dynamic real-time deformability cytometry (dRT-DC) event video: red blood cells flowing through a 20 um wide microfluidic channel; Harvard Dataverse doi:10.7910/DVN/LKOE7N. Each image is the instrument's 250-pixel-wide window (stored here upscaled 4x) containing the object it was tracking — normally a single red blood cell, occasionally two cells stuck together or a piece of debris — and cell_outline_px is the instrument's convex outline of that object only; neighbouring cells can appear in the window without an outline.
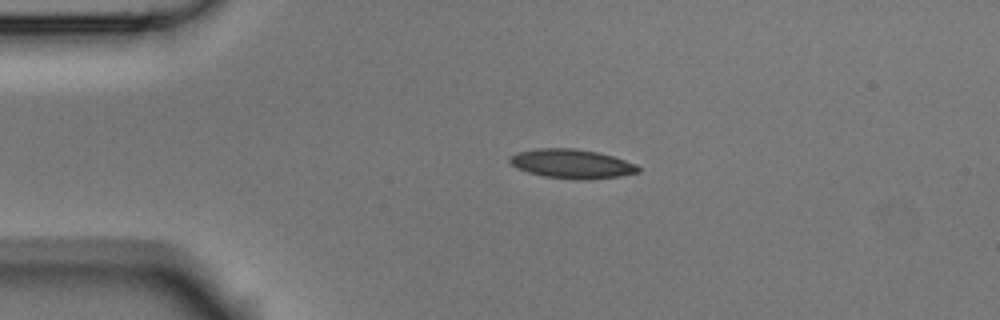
{"species": "Egyptian fruit bat (a non-hibernating species)", "species_latin": "Rousettus aegyptiacus", "temperature_condition": "room temperature", "stored_images_in_passage": 2, "camera_frame_rate_fps": 3000, "um_per_image_px": 0.085, "animal": {"sex": "male"}, "frame": {"image": 1, "passage_image": 1, "time_ms": 0.0, "image_size_px": [1000, 320], "cell_outline_px": [[640, 172], [620, 176], [588, 180], [576, 180], [544, 176], [528, 172], [516, 168], [508, 160], [508, 156], [516, 152], [536, 148], [576, 148], [596, 152], [612, 156], [636, 164], [640, 168]], "centroid_in_image_um": [48.57, 13.92], "position_along_channel_um": 36.4, "area_um2": 22.02}}